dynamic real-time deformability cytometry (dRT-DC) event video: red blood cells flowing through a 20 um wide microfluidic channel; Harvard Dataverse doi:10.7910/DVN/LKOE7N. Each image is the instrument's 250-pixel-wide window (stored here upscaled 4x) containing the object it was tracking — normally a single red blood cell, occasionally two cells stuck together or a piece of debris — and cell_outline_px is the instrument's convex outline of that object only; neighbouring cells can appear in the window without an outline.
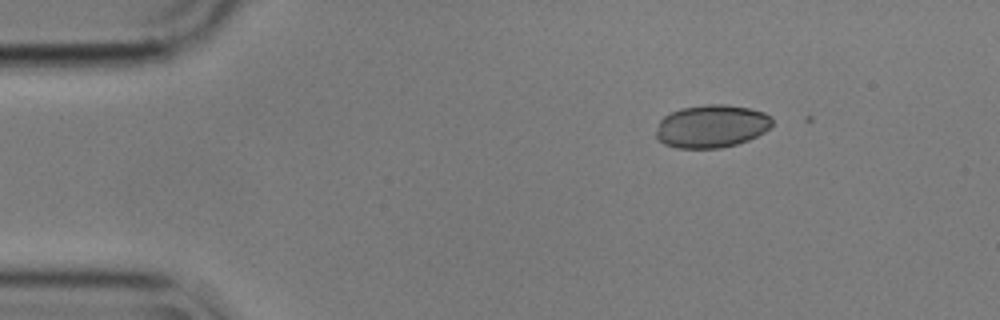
{"species": "common noctule bat (a hibernating species)", "species_latin": "Nyctalus noctula", "temperature_condition": "cold", "stored_images_in_passage": 3, "camera_frame_rate_fps": 3000, "um_per_image_px": 0.085, "animal": {"sex": "male", "body_mass_g": 17.9}, "frame": {"image": 1, "passage_image": 2, "time_ms": 0.333, "image_size_px": [1000, 320], "cell_outline_px": [[772, 124], [764, 132], [748, 140], [736, 144], [720, 148], [676, 148], [664, 144], [656, 136], [656, 132], [660, 120], [664, 116], [680, 108], [704, 104], [724, 104], [748, 108], [764, 112], [772, 116]], "centroid_in_image_um": [60.48, 10.72], "position_along_channel_um": 24.5, "area_um2": 29.02}}